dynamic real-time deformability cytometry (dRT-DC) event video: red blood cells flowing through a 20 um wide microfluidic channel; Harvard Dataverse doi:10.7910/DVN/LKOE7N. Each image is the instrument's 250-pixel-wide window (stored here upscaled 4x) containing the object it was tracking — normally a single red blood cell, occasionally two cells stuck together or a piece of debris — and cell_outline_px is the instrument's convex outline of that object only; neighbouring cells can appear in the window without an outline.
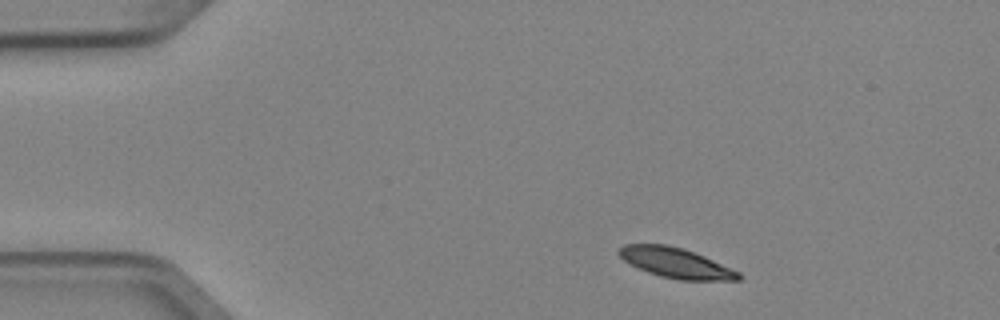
{"species": "Egyptian fruit bat (a non-hibernating species)", "species_latin": "Rousettus aegyptiacus", "temperature_condition": "cold", "stored_images_in_passage": 3, "camera_frame_rate_fps": 3000, "um_per_image_px": 0.085, "animal": {"sex": "female"}, "frame": {"image": 1, "passage_image": 1, "time_ms": 0.0, "image_size_px": [1000, 320], "cell_outline_px": [[744, 276], [740, 280], [676, 280], [660, 276], [648, 272], [624, 260], [616, 252], [624, 244], [668, 244], [684, 248], [704, 256], [740, 272]], "centroid_in_image_um": [57.47, 22.34], "position_along_channel_um": 27.5, "area_um2": 20.98}}
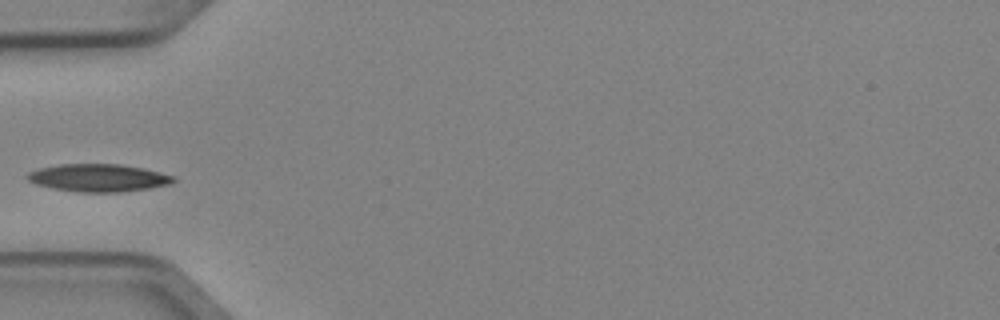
{"frame": {"image": 2, "passage_image": 3, "time_ms": 0.667, "image_size_px": [1000, 320], "cell_outline_px": [[176, 180], [172, 184], [148, 188], [120, 192], [76, 192], [52, 188], [36, 184], [28, 180], [24, 176], [28, 172], [40, 168], [60, 164], [120, 164], [144, 168], [176, 176]], "centroid_in_image_um": [8.37, 15.11], "position_along_channel_um": 76.6, "area_um2": 23.7}}